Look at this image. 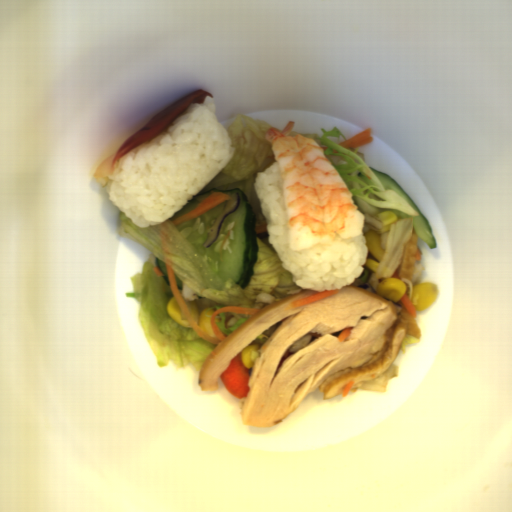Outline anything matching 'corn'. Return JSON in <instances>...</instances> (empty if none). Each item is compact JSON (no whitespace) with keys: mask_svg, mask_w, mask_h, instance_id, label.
I'll list each match as a JSON object with an SVG mask.
<instances>
[{"mask_svg":"<svg viewBox=\"0 0 512 512\" xmlns=\"http://www.w3.org/2000/svg\"><path fill=\"white\" fill-rule=\"evenodd\" d=\"M166 310L167 314L173 321L183 327L192 328L177 299L172 297L171 300L167 303Z\"/></svg>","mask_w":512,"mask_h":512,"instance_id":"2b8c4276","label":"corn"},{"mask_svg":"<svg viewBox=\"0 0 512 512\" xmlns=\"http://www.w3.org/2000/svg\"><path fill=\"white\" fill-rule=\"evenodd\" d=\"M439 291L436 284L429 282L419 283L413 286L410 300L417 312L426 310L438 299Z\"/></svg>","mask_w":512,"mask_h":512,"instance_id":"f1292c28","label":"corn"},{"mask_svg":"<svg viewBox=\"0 0 512 512\" xmlns=\"http://www.w3.org/2000/svg\"><path fill=\"white\" fill-rule=\"evenodd\" d=\"M259 356V345L249 344L240 351V359L247 369L254 367L255 359L259 358Z\"/></svg>","mask_w":512,"mask_h":512,"instance_id":"79e197a2","label":"corn"},{"mask_svg":"<svg viewBox=\"0 0 512 512\" xmlns=\"http://www.w3.org/2000/svg\"><path fill=\"white\" fill-rule=\"evenodd\" d=\"M187 308V311L193 321V323L199 328V330L206 335L216 337L211 327V316L214 313L212 308H207L202 312H199L198 305L195 300L183 299Z\"/></svg>","mask_w":512,"mask_h":512,"instance_id":"5cfa1b94","label":"corn"},{"mask_svg":"<svg viewBox=\"0 0 512 512\" xmlns=\"http://www.w3.org/2000/svg\"><path fill=\"white\" fill-rule=\"evenodd\" d=\"M406 293V286L401 279L386 278L377 285L376 295L389 301L398 302Z\"/></svg>","mask_w":512,"mask_h":512,"instance_id":"cfcad685","label":"corn"},{"mask_svg":"<svg viewBox=\"0 0 512 512\" xmlns=\"http://www.w3.org/2000/svg\"><path fill=\"white\" fill-rule=\"evenodd\" d=\"M377 219L382 223L378 231L368 229L364 236L368 247L366 256V263L361 266L368 270V272L377 273L380 262L385 254V248H383L381 237L382 234L389 232L390 227L393 223L398 220V215L390 210L383 211L377 215Z\"/></svg>","mask_w":512,"mask_h":512,"instance_id":"51d56268","label":"corn"}]
</instances>
